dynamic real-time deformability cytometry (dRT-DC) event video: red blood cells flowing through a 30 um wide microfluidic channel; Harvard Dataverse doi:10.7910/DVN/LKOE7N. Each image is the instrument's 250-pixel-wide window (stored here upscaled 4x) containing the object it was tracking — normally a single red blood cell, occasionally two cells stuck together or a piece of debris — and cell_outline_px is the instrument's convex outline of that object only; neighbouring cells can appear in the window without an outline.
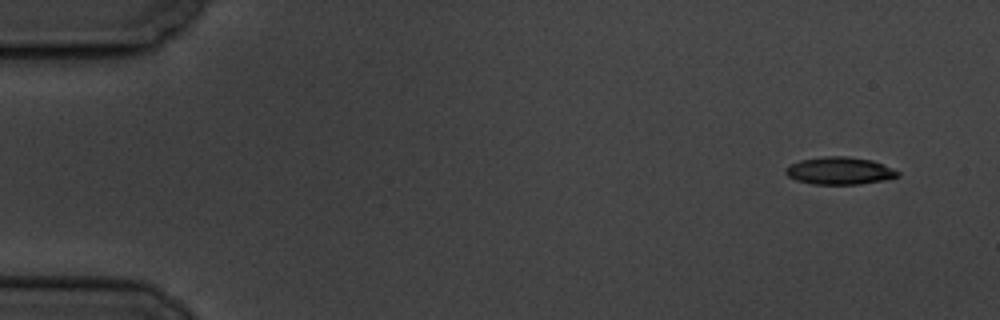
{"species": "common noctule bat (a hibernating species)", "species_latin": "Nyctalus noctula", "temperature_condition": "cold", "stored_images_in_passage": 4, "camera_frame_rate_fps": 3000, "um_per_image_px": 0.085, "animal": {"sex": "male", "body_mass_g": 19.5, "forearm_length_mm": 54.6}, "frame": {"image": 1, "passage_image": 1, "time_ms": 0.0, "image_size_px": [1000, 320], "cell_outline_px": [[900, 176], [884, 180], [860, 184], [812, 184], [796, 180], [788, 176], [784, 172], [784, 168], [800, 160], [824, 156], [848, 156], [872, 160], [892, 168], [900, 172]], "centroid_in_image_um": [71.36, 14.51], "position_along_channel_um": 13.6, "area_um2": 17.98}}
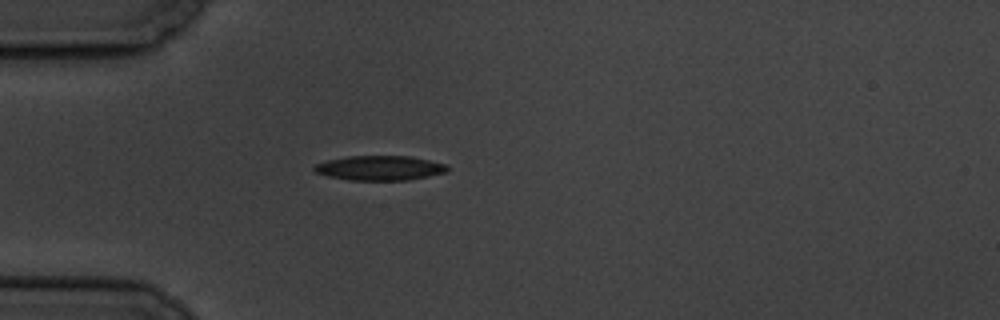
{"frame": {"image": 2, "passage_image": 4, "time_ms": 4.333, "image_size_px": [1000, 320], "cell_outline_px": [[448, 172], [408, 180], [348, 180], [328, 176], [316, 172], [312, 168], [316, 164], [328, 160], [348, 156], [408, 156], [428, 160], [444, 164], [448, 168]], "centroid_in_image_um": [32.26, 14.28], "position_along_channel_um": 52.7, "area_um2": 18.96}}